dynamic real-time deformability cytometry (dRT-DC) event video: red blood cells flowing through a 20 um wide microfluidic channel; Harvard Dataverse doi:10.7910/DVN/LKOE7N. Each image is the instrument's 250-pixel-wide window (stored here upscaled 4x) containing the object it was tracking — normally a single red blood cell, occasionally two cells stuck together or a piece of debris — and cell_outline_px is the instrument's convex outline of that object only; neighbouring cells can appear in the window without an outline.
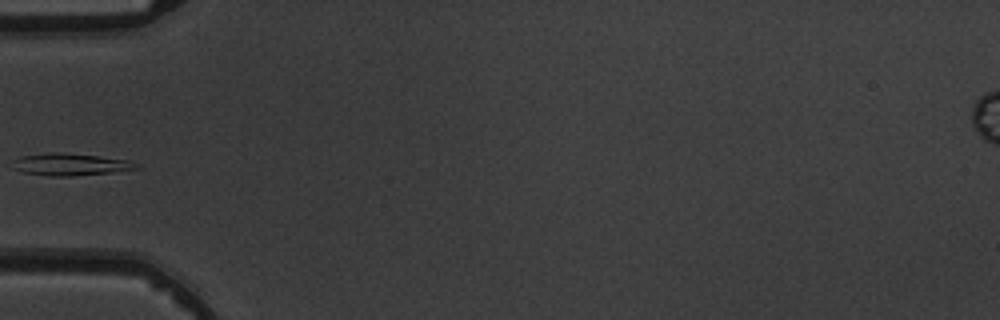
{"species": "common noctule bat (a hibernating species)", "species_latin": "Nyctalus noctula", "temperature_condition": "warm", "stored_images_in_passage": 5, "camera_frame_rate_fps": 3000, "um_per_image_px": 0.085, "animal": {"sex": "male", "body_mass_g": 19.5, "forearm_length_mm": 54.6}, "frame": {"image": 1, "passage_image": 5, "time_ms": 4.333, "image_size_px": [1000, 320], "cell_outline_px": [[144, 168], [72, 176], [48, 176], [24, 172], [12, 168], [12, 160], [20, 156], [48, 152], [60, 152], [100, 156], [128, 160], [140, 164]], "centroid_in_image_um": [5.98, 13.96], "position_along_channel_um": 79.0, "area_um2": 16.13}}